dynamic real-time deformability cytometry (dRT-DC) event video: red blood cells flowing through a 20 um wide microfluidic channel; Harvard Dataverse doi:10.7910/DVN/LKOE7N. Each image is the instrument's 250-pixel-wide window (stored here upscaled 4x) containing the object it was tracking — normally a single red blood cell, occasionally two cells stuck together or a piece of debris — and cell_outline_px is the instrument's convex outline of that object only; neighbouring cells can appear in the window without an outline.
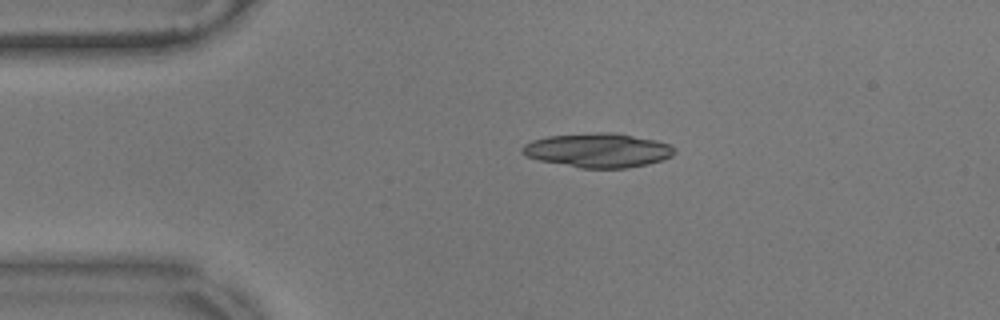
{"species": "common noctule bat (a hibernating species)", "species_latin": "Nyctalus noctula", "temperature_condition": "warm", "stored_images_in_passage": 42, "camera_frame_rate_fps": 3000, "um_per_image_px": 0.085, "animal": {"sex": "male", "body_mass_g": 17.9}, "frame": {"image": 1, "passage_image": 1, "time_ms": 0.0, "image_size_px": [1000, 320], "cell_outline_px": [[676, 152], [672, 156], [664, 160], [648, 164], [628, 168], [580, 168], [540, 160], [524, 156], [520, 152], [520, 148], [524, 144], [532, 140], [548, 136], [600, 132], [612, 132], [656, 140], [672, 144], [676, 148]], "centroid_in_image_um": [50.85, 12.78], "position_along_channel_um": 34.1, "area_um2": 30.63}}